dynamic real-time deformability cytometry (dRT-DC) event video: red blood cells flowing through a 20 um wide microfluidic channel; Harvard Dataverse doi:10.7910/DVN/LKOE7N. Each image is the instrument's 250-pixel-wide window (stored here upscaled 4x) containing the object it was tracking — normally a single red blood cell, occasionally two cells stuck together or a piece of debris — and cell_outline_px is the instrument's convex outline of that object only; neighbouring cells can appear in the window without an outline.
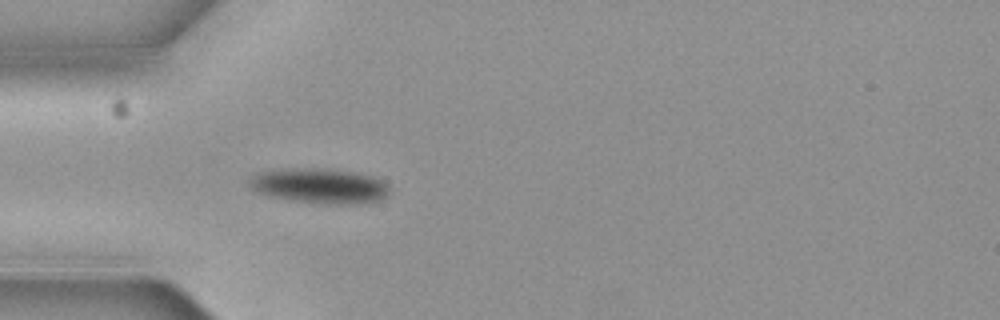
{"species": "common noctule bat (a hibernating species)", "species_latin": "Nyctalus noctula", "temperature_condition": "cold", "stored_images_in_passage": 5, "camera_frame_rate_fps": 3000, "um_per_image_px": 0.085, "animal": {"sex": "female", "body_mass_g": 19.3, "forearm_length_mm": 54.1}, "frame": {"image": 1, "passage_image": 5, "time_ms": 1.333, "image_size_px": [1000, 320], "cell_outline_px": [[388, 196], [380, 200], [364, 204], [320, 204], [288, 200], [268, 196], [256, 192], [248, 184], [248, 180], [252, 176], [260, 172], [296, 168], [312, 168], [352, 172], [372, 176], [384, 180], [388, 184]], "centroid_in_image_um": [27.19, 15.83], "position_along_channel_um": 57.8, "area_um2": 28.84}}